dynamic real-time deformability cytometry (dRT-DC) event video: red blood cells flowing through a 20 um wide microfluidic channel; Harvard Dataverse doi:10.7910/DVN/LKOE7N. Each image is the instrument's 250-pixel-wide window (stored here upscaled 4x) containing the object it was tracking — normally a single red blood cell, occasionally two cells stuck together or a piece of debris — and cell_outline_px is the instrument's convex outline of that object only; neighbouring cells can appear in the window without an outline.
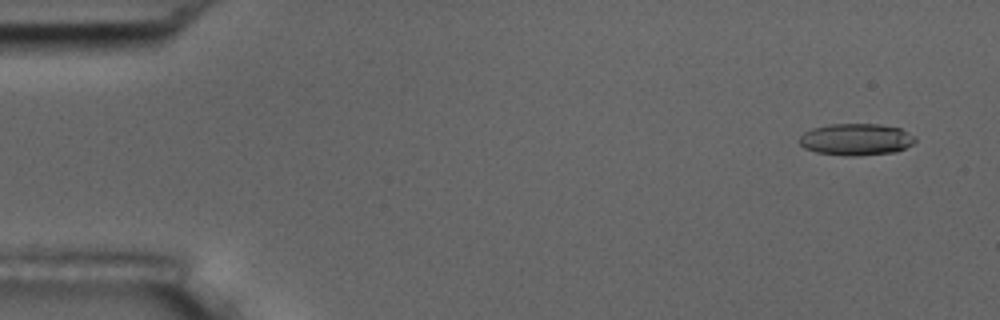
{"species": "common noctule bat (a hibernating species)", "species_latin": "Nyctalus noctula", "temperature_condition": "room temperature", "stored_images_in_passage": 5, "camera_frame_rate_fps": 3000, "um_per_image_px": 0.085, "animal": {"sex": "male", "body_mass_g": 17.5, "forearm_length_mm": 52.3}, "frame": {"image": 1, "passage_image": 2, "time_ms": 0.333, "image_size_px": [1000, 320], "cell_outline_px": [[916, 140], [912, 144], [896, 152], [856, 156], [844, 156], [816, 152], [804, 148], [800, 144], [800, 136], [804, 132], [812, 128], [828, 124], [880, 124], [900, 128], [916, 136]], "centroid_in_image_um": [72.77, 11.85], "position_along_channel_um": 12.2, "area_um2": 21.62}}
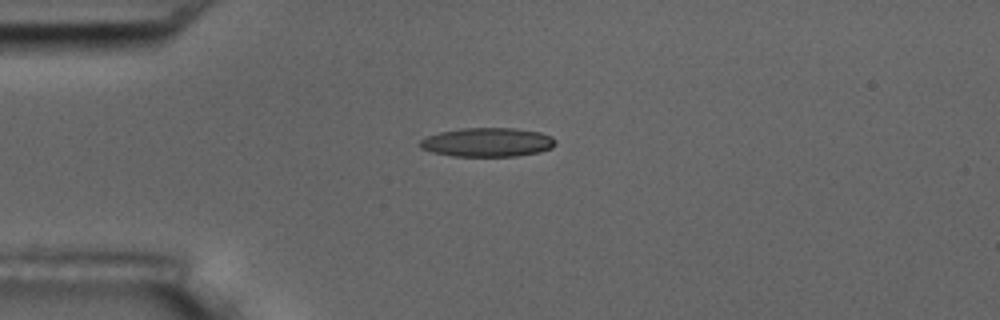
{"frame": {"image": 2, "passage_image": 5, "time_ms": 1.333, "image_size_px": [1000, 320], "cell_outline_px": [[556, 144], [552, 148], [540, 152], [516, 156], [452, 156], [432, 152], [420, 148], [420, 140], [424, 136], [440, 132], [460, 128], [516, 128], [540, 132], [552, 136], [556, 140]], "centroid_in_image_um": [41.43, 12.09], "position_along_channel_um": 43.6, "area_um2": 23.12}}